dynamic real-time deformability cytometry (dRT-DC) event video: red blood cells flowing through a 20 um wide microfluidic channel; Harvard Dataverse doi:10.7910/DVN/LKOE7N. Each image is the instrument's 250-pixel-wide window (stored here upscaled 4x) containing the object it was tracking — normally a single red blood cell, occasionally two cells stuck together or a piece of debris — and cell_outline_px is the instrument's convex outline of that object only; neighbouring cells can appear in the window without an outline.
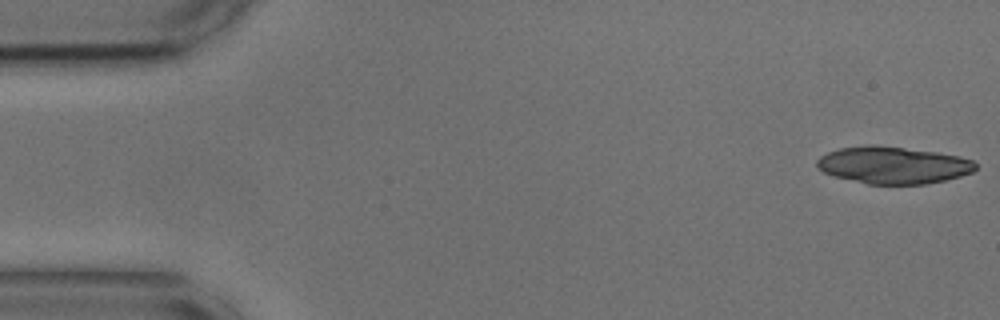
{"species": "common noctule bat (a hibernating species)", "species_latin": "Nyctalus noctula", "temperature_condition": "cold", "stored_images_in_passage": 13, "camera_frame_rate_fps": 3000, "um_per_image_px": 0.085, "animal": {"sex": "male", "body_mass_g": 17.9, "forearm_length_mm": 54.2}, "frame": {"image": 1, "passage_image": 1, "time_ms": 0.0, "image_size_px": [1000, 320], "cell_outline_px": [[976, 168], [972, 172], [960, 176], [944, 180], [924, 184], [868, 184], [836, 176], [824, 172], [816, 164], [816, 160], [820, 156], [828, 152], [840, 148], [864, 144], [876, 144], [936, 152], [960, 156], [972, 160], [976, 164]], "centroid_in_image_um": [75.91, 14.02], "position_along_channel_um": 9.1, "area_um2": 34.22}}